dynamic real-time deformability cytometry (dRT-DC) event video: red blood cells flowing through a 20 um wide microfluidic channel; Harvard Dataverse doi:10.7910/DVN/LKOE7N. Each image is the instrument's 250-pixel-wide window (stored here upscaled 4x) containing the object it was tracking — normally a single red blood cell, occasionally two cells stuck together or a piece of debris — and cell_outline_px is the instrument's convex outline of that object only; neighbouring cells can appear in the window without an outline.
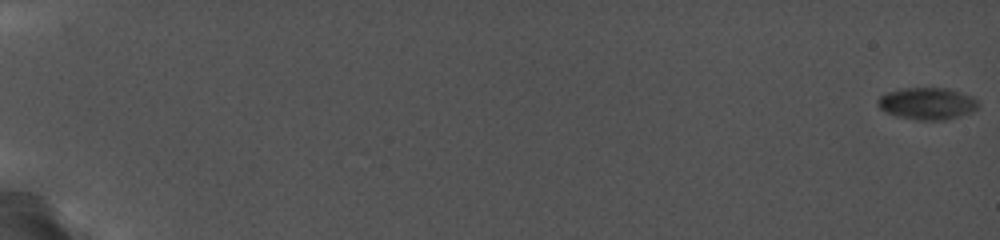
{"species": "common noctule bat (a hibernating species)", "species_latin": "Nyctalus noctula", "temperature_condition": "cold", "stored_images_in_passage": 51, "segment_of_instrument_passage": [1, 2], "camera_frame_rate_fps": 5000, "um_per_image_px": 0.085, "animal": {"sex": "female", "body_mass_g": 19.0, "forearm_length_mm": 56.7}, "frame": {"image": 1, "passage_image": 1, "time_ms": 0.0, "image_size_px": [1000, 240], "cell_outline_px": [[980, 104], [972, 112], [944, 120], [916, 120], [884, 112], [876, 104], [876, 100], [880, 96], [888, 92], [904, 88], [948, 88], [972, 96]], "centroid_in_image_um": [78.8, 8.8], "position_along_channel_um": 6.2, "area_um2": 18.67}}
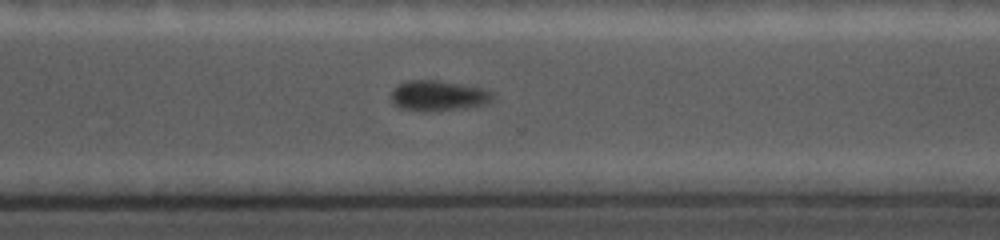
{"frame": {"image": 2, "passage_image": 41, "time_ms": 14.8, "image_size_px": [1000, 240], "cell_outline_px": [[492, 96], [484, 104], [456, 108], [400, 108], [392, 100], [392, 88], [408, 80], [436, 80], [484, 88], [492, 92]], "centroid_in_image_um": [37.23, 8.06], "position_along_channel_um": 333.4, "area_um2": 16.7}}
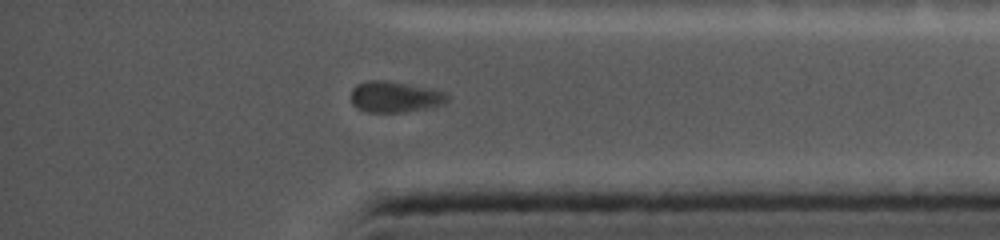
{"frame": {"image": 3, "passage_image": 46, "time_ms": 16.6, "image_size_px": [1000, 240], "cell_outline_px": [[448, 100], [444, 104], [428, 108], [404, 112], [368, 112], [356, 108], [352, 104], [352, 88], [356, 84], [368, 80], [384, 80], [432, 88], [448, 92]], "centroid_in_image_um": [33.59, 8.23], "position_along_channel_um": 401.6, "area_um2": 17.63}}